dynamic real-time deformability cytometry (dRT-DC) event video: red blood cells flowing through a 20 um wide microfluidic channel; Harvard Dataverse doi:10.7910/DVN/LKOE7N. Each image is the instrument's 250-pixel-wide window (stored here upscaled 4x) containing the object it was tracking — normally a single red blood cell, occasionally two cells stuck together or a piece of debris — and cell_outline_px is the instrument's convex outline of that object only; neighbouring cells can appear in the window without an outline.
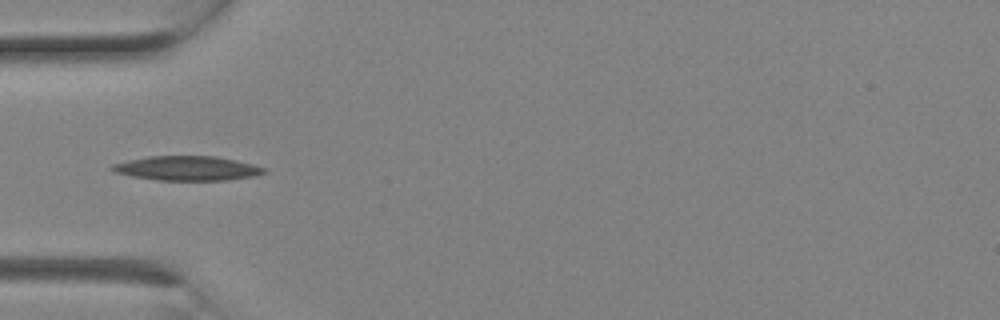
{"species": "Egyptian fruit bat (a non-hibernating species)", "species_latin": "Rousettus aegyptiacus", "temperature_condition": "room temperature", "stored_images_in_passage": 2, "camera_frame_rate_fps": 3000, "um_per_image_px": 0.085, "animal": {"sex": "female"}, "frame": {"image": 1, "passage_image": 2, "time_ms": 0.333, "image_size_px": [1000, 320], "cell_outline_px": [[268, 172], [256, 176], [228, 180], [156, 180], [132, 176], [116, 172], [108, 168], [112, 164], [128, 160], [148, 156], [216, 156], [236, 160], [252, 164], [264, 168]], "centroid_in_image_um": [15.92, 14.3], "position_along_channel_um": 69.1, "area_um2": 21.68}}